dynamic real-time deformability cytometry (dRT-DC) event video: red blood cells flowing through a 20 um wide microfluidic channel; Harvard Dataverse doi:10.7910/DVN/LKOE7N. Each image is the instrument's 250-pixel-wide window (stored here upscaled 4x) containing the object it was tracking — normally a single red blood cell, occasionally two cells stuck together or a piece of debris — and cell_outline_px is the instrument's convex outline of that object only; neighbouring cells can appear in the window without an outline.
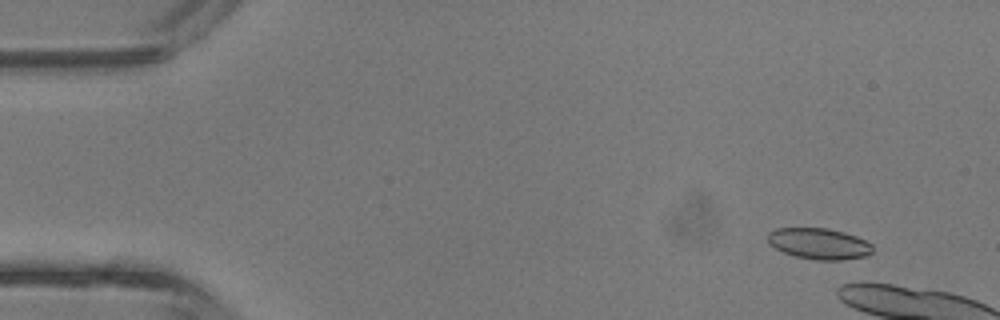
{"species": "common noctule bat (a hibernating species)", "species_latin": "Nyctalus noctula", "temperature_condition": "room temperature", "stored_images_in_passage": 5, "segment_of_instrument_passage": [2, 2], "camera_frame_rate_fps": 3000, "um_per_image_px": 0.085, "animal": {"sex": "male", "body_mass_g": 13.3}, "frame": {"image": 1, "passage_image": 5, "time_ms": 1.333, "image_size_px": [1000, 320], "cell_outline_px": [[872, 252], [868, 256], [844, 260], [816, 260], [796, 256], [784, 252], [776, 248], [768, 240], [768, 232], [776, 228], [828, 228], [844, 232], [856, 236], [872, 244]], "centroid_in_image_um": [69.65, 20.71], "position_along_channel_um": 15.3, "area_um2": 18.96}}